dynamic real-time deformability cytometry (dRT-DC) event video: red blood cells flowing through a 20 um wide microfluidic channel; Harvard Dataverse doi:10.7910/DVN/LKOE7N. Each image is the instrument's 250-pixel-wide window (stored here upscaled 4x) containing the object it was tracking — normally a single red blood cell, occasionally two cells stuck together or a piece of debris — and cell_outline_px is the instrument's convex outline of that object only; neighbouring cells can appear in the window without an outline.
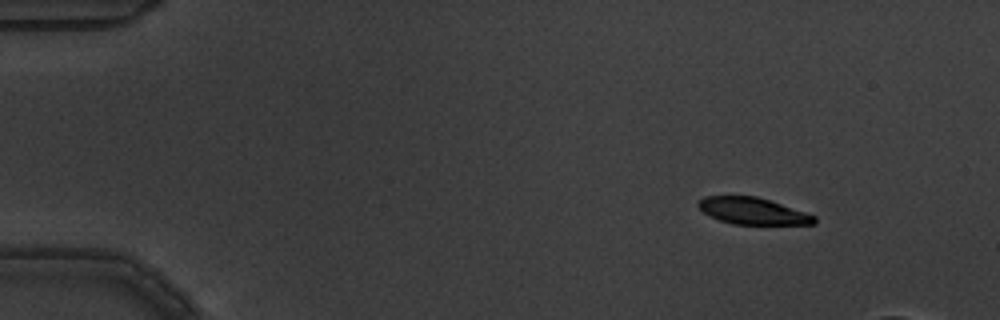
{"species": "common noctule bat (a hibernating species)", "species_latin": "Nyctalus noctula", "temperature_condition": "warm", "stored_images_in_passage": 5, "camera_frame_rate_fps": 3000, "um_per_image_px": 0.085, "animal": {"sex": "male", "body_mass_g": 19.5, "forearm_length_mm": 54.6}, "frame": {"image": 1, "passage_image": 2, "time_ms": 0.333, "image_size_px": [1000, 320], "cell_outline_px": [[816, 224], [732, 224], [708, 216], [696, 204], [704, 196], [756, 196], [816, 216]], "centroid_in_image_um": [63.95, 17.94], "position_along_channel_um": 21.1, "area_um2": 17.8}}